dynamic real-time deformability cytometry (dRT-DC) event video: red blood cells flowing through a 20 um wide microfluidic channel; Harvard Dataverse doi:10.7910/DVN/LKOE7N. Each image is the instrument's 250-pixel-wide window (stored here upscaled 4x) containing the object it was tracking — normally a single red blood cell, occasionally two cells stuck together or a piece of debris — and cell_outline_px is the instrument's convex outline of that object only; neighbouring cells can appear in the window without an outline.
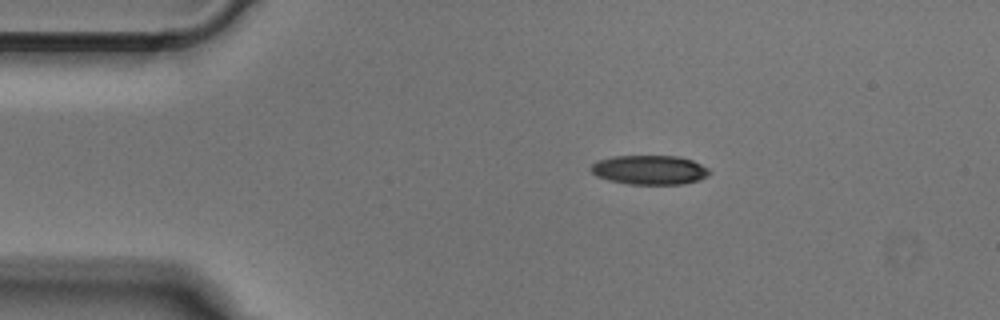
{"species": "Egyptian fruit bat (a non-hibernating species)", "species_latin": "Rousettus aegyptiacus", "temperature_condition": "cold", "stored_images_in_passage": 42, "camera_frame_rate_fps": 3000, "um_per_image_px": 0.085, "animal": {"sex": "male"}, "frame": {"image": 1, "passage_image": 1, "time_ms": 0.0, "image_size_px": [1000, 320], "cell_outline_px": [[712, 172], [708, 176], [700, 180], [684, 184], [628, 184], [608, 180], [596, 176], [588, 168], [596, 160], [612, 156], [676, 156], [692, 160], [708, 168]], "centroid_in_image_um": [55.2, 14.44], "position_along_channel_um": 29.8, "area_um2": 20.46}}
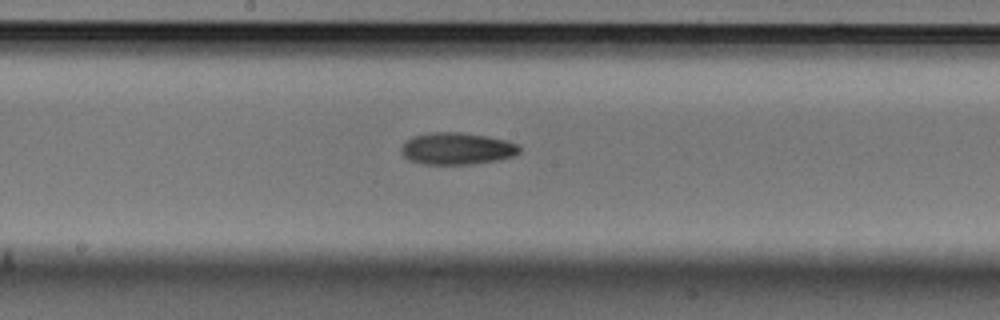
{"frame": {"image": 2, "passage_image": 18, "time_ms": 5.667, "image_size_px": [1000, 320], "cell_outline_px": [[520, 152], [516, 156], [500, 160], [472, 164], [420, 164], [408, 160], [400, 152], [400, 148], [412, 136], [432, 132], [460, 132], [488, 136], [508, 140], [516, 144], [520, 148]], "centroid_in_image_um": [38.86, 12.63], "position_along_channel_um": 209.3, "area_um2": 22.31}}
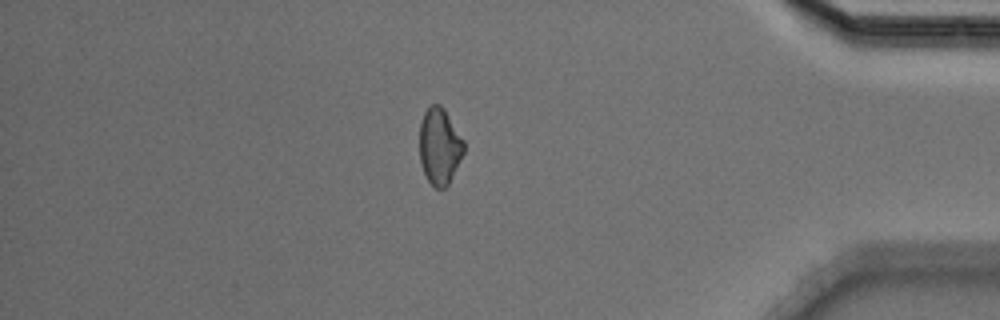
{"frame": {"image": 3, "passage_image": 35, "time_ms": 11.333, "image_size_px": [1000, 320], "cell_outline_px": [[464, 152], [448, 184], [444, 188], [436, 188], [428, 180], [424, 172], [420, 160], [420, 124], [424, 112], [432, 104], [440, 104], [444, 108], [464, 140]], "centroid_in_image_um": [37.36, 12.41], "position_along_channel_um": 397.8, "area_um2": 19.54}}